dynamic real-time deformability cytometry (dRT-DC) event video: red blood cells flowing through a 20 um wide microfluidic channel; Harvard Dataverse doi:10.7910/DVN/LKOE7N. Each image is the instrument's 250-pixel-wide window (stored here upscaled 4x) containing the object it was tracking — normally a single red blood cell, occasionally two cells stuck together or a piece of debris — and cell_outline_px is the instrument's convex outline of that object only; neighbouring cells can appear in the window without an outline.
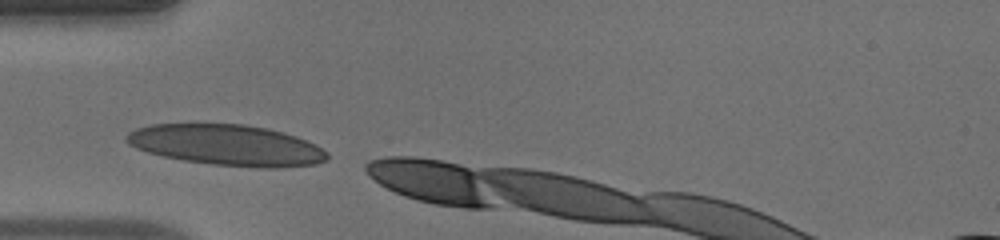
{"species": "human", "species_latin": "Homo sapiens", "temperature_condition": "warm", "stored_images_in_passage": 4, "camera_frame_rate_fps": 3000, "um_per_image_px": 0.085, "donor": {"sex": "male"}, "frame": {"image": 1, "passage_image": 1, "time_ms": 0.0, "image_size_px": [1000, 240], "cell_outline_px": [[328, 156], [324, 160], [312, 164], [276, 168], [264, 168], [212, 164], [184, 160], [164, 156], [148, 152], [136, 148], [128, 140], [128, 136], [132, 132], [140, 128], [152, 124], [244, 124], [268, 128], [304, 140], [320, 148]], "centroid_in_image_um": [19.27, 12.33], "position_along_channel_um": 65.7, "area_um2": 46.59}}